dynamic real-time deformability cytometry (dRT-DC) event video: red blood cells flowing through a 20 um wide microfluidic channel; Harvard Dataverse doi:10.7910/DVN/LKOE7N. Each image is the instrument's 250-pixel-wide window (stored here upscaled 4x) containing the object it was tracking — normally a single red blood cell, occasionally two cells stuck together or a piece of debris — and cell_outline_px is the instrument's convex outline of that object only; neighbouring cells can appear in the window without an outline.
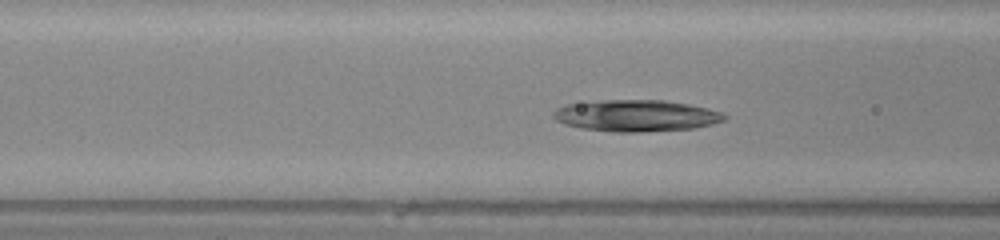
{"species": "common noctule bat (a hibernating species)", "species_latin": "Nyctalus noctula", "temperature_condition": "warm", "stored_images_in_passage": 46, "camera_frame_rate_fps": 3000, "um_per_image_px": 0.085, "animal": {"sex": "male", "body_mass_g": 20.0, "forearm_length_mm": 53.3}, "frame": {"image": 1, "passage_image": 13, "time_ms": 4.0, "image_size_px": [1000, 240], "cell_outline_px": [[728, 116], [724, 120], [712, 124], [696, 128], [640, 132], [612, 132], [580, 128], [564, 124], [556, 120], [552, 116], [552, 112], [556, 108], [568, 104], [604, 100], [664, 100], [688, 104], [708, 108], [724, 112]], "centroid_in_image_um": [54.08, 9.83], "position_along_channel_um": 112.5, "area_um2": 31.67}}
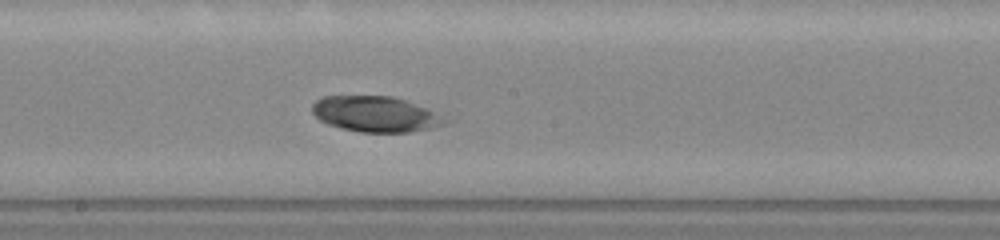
{"frame": {"image": 2, "passage_image": 21, "time_ms": 6.667, "image_size_px": [1000, 240], "cell_outline_px": [[448, 120], [444, 124], [432, 128], [408, 132], [360, 132], [328, 124], [320, 120], [312, 112], [312, 104], [316, 100], [324, 96], [392, 96], [404, 100], [424, 108]], "centroid_in_image_um": [31.86, 9.7], "position_along_channel_um": 216.3, "area_um2": 27.05}}
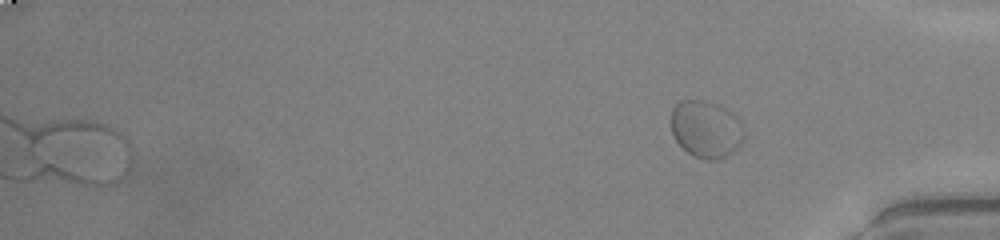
{"frame": {"image": 3, "passage_image": 46, "time_ms": 15.0, "image_size_px": [1000, 240], "cell_outline_px": [[744, 140], [732, 152], [716, 160], [704, 160], [692, 156], [676, 140], [672, 132], [672, 108], [680, 100], [704, 100], [716, 104], [732, 112], [740, 120], [744, 128]], "centroid_in_image_um": [60.03, 10.97], "position_along_channel_um": 375.2, "area_um2": 24.33}}